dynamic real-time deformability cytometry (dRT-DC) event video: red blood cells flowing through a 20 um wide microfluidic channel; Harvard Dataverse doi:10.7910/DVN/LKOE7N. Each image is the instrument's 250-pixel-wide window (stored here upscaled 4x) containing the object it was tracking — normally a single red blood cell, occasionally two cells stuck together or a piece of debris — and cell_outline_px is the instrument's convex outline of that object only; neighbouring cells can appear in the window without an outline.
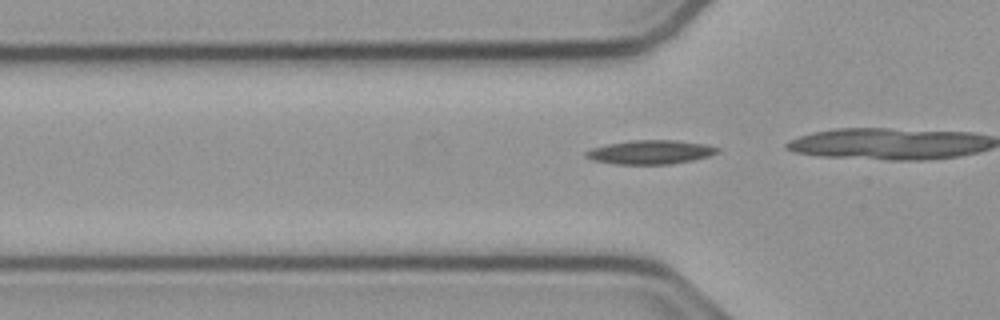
{"species": "common noctule bat (a hibernating species)", "species_latin": "Nyctalus noctula", "temperature_condition": "cold", "stored_images_in_passage": 7, "camera_frame_rate_fps": 3000, "um_per_image_px": 0.085, "animal": {"sex": "male", "body_mass_g": 23.1, "forearm_length_mm": 52.7}, "frame": {"image": 1, "passage_image": 2, "time_ms": 0.333, "image_size_px": [1000, 320], "cell_outline_px": [[720, 152], [708, 156], [692, 160], [672, 164], [616, 164], [592, 160], [584, 156], [584, 152], [592, 148], [608, 144], [628, 140], [676, 140], [704, 144], [720, 148]], "centroid_in_image_um": [55.27, 12.93], "position_along_channel_um": 70.5, "area_um2": 18.38}}